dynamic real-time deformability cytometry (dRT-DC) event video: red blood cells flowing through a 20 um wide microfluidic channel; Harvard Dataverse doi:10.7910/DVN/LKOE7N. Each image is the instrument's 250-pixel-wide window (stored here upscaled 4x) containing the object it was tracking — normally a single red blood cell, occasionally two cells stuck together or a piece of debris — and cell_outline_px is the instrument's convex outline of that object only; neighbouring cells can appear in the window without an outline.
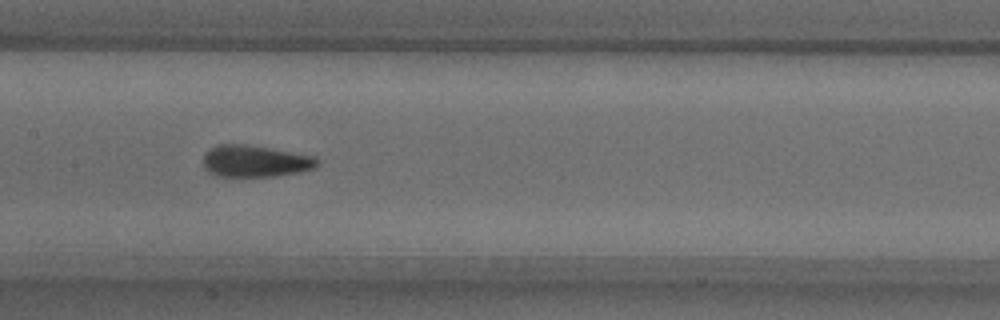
{"species": "common noctule bat (a hibernating species)", "species_latin": "Nyctalus noctula", "temperature_condition": "warm", "stored_images_in_passage": 45, "camera_frame_rate_fps": 3000, "um_per_image_px": 0.085, "animal": {"sex": "male", "body_mass_g": 18.8}, "frame": {"image": 1, "passage_image": 20, "time_ms": 6.333, "image_size_px": [1000, 320], "cell_outline_px": [[320, 160], [316, 168], [300, 172], [276, 176], [216, 176], [208, 172], [204, 168], [204, 156], [212, 148], [220, 144], [244, 144], [316, 156]], "centroid_in_image_um": [21.74, 13.71], "position_along_channel_um": 185.7, "area_um2": 21.04}}
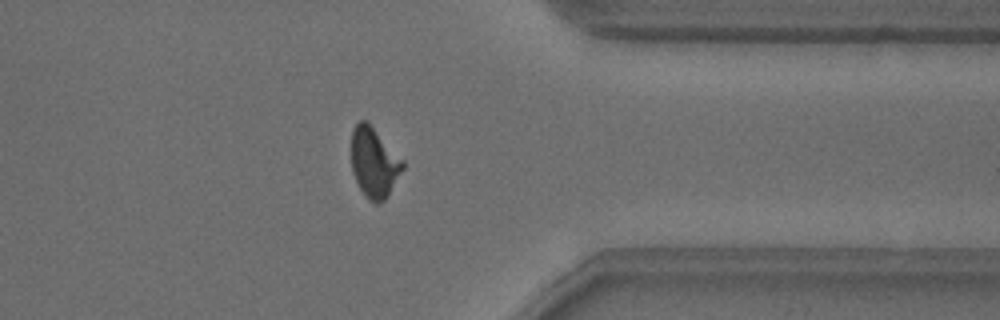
{"frame": {"image": 2, "passage_image": 36, "time_ms": 11.667, "image_size_px": [1000, 320], "cell_outline_px": [[404, 168], [388, 196], [380, 204], [376, 204], [368, 200], [360, 188], [352, 172], [352, 128], [360, 120], [364, 120], [404, 160]], "centroid_in_image_um": [31.81, 13.87], "position_along_channel_um": 379.6, "area_um2": 20.69}}
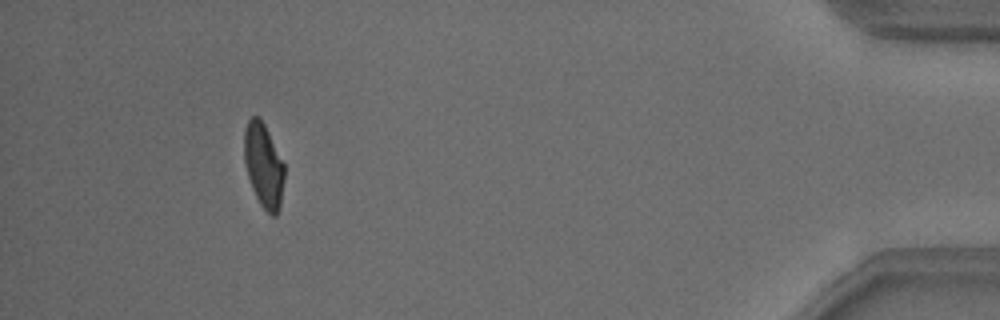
{"frame": {"image": 3, "passage_image": 43, "time_ms": 14.0, "image_size_px": [1000, 320], "cell_outline_px": [[284, 180], [280, 204], [276, 216], [272, 216], [260, 204], [252, 188], [248, 176], [244, 160], [244, 128], [248, 120], [252, 116], [260, 116], [284, 164]], "centroid_in_image_um": [22.39, 14.04], "position_along_channel_um": 412.8, "area_um2": 19.54}}